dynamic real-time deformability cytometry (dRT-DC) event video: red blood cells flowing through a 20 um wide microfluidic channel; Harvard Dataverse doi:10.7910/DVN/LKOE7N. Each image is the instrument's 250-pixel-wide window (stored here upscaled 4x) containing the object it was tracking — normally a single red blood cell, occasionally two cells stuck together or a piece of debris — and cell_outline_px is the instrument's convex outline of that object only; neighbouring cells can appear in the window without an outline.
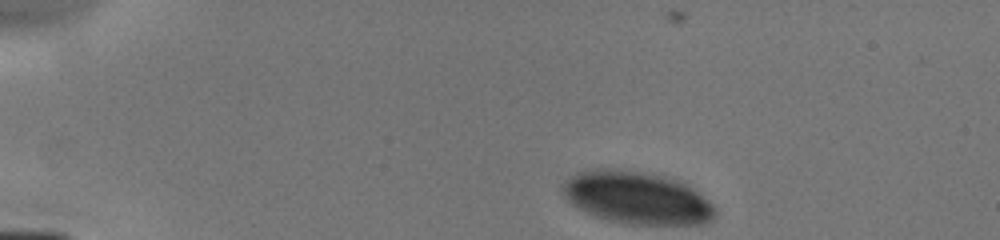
{"species": "human", "species_latin": "Homo sapiens", "temperature_condition": "cold", "stored_images_in_passage": 5, "camera_frame_rate_fps": 3000, "um_per_image_px": 0.085, "donor": {"sex": "male"}, "frame": {"image": 1, "passage_image": 1, "time_ms": 0.0, "image_size_px": [1000, 240], "cell_outline_px": [[716, 216], [712, 220], [700, 224], [632, 224], [608, 220], [596, 216], [572, 204], [564, 196], [560, 184], [568, 176], [576, 172], [596, 168], [612, 168], [644, 172], [668, 176], [680, 180], [688, 184], [708, 200], [716, 208]], "centroid_in_image_um": [54.13, 16.78], "position_along_channel_um": 30.9, "area_um2": 47.05}}